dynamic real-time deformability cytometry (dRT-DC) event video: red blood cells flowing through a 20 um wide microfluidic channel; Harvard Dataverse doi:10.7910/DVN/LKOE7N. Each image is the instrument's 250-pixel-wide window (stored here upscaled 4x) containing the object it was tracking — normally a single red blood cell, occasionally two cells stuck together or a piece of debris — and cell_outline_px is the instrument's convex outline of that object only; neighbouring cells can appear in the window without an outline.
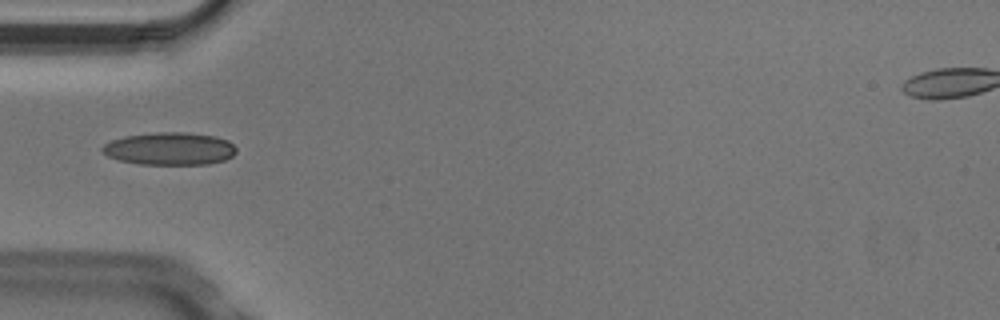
{"species": "Egyptian fruit bat (a non-hibernating species)", "species_latin": "Rousettus aegyptiacus", "temperature_condition": "cold", "stored_images_in_passage": 4, "camera_frame_rate_fps": 3000, "um_per_image_px": 0.085, "animal": {"sex": "male"}, "frame": {"image": 1, "passage_image": 4, "time_ms": 1.0, "image_size_px": [1000, 320], "cell_outline_px": [[236, 152], [232, 156], [224, 160], [208, 164], [140, 164], [120, 160], [108, 156], [100, 148], [104, 144], [112, 140], [124, 136], [156, 132], [184, 132], [216, 136], [228, 140], [236, 148]], "centroid_in_image_um": [14.43, 12.63], "position_along_channel_um": 70.6, "area_um2": 25.43}}